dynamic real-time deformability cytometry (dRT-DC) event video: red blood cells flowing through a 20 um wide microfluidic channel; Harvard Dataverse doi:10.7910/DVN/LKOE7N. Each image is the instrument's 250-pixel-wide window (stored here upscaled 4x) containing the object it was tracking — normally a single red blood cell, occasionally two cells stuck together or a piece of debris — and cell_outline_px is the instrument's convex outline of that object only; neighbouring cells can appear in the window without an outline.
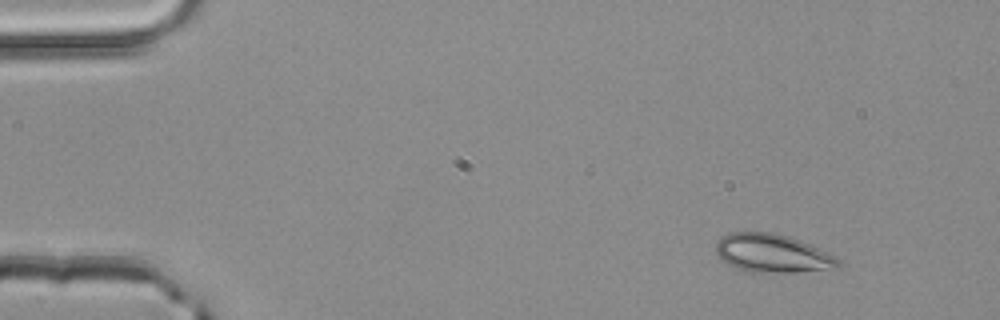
{"species": "common noctule bat (a hibernating species)", "species_latin": "Nyctalus noctula", "temperature_condition": "room temperature", "stored_images_in_passage": 2, "camera_frame_rate_fps": 3000, "um_per_image_px": 0.085, "animal": {"sex": "male", "body_mass_g": 20.4}, "frame": {"image": 1, "passage_image": 1, "time_ms": 0.0, "image_size_px": [1000, 320], "cell_outline_px": [[844, 264], [840, 268], [796, 272], [748, 272], [736, 268], [720, 260], [716, 252], [716, 244], [720, 236], [728, 232], [772, 232], [788, 236], [800, 240], [836, 256]], "centroid_in_image_um": [65.66, 21.54], "position_along_channel_um": 19.3, "area_um2": 27.74}}